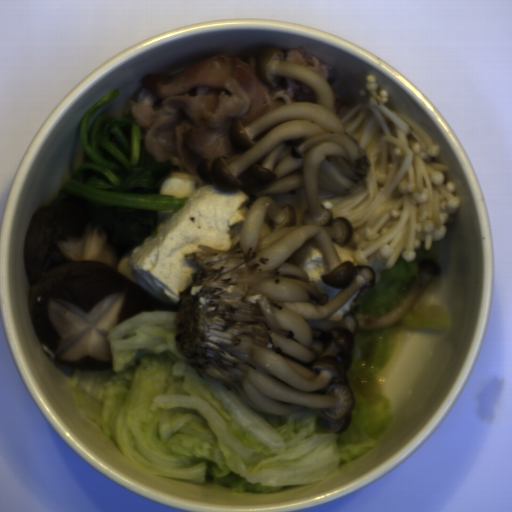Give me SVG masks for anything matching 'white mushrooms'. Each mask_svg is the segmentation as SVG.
I'll return each instance as SVG.
<instances>
[{
  "label": "white mushrooms",
  "mask_w": 512,
  "mask_h": 512,
  "mask_svg": "<svg viewBox=\"0 0 512 512\" xmlns=\"http://www.w3.org/2000/svg\"><path fill=\"white\" fill-rule=\"evenodd\" d=\"M245 56L266 86L290 78L312 88L314 101L288 103L246 125L233 118L237 152L195 163L200 179L248 193L250 204L244 222L230 227L229 249L198 244L202 251L185 254L199 269L180 296L176 349L199 378L212 377L252 410L311 411L323 430L340 434L355 404L348 379L355 333L405 317L442 268L418 261L407 293L384 315L328 320L377 274L339 258L333 241L350 244L354 228L320 205L318 187L350 193L370 171L369 157L347 133L323 76L285 62L274 47Z\"/></svg>",
  "instance_id": "white-mushrooms-1"
}]
</instances>
